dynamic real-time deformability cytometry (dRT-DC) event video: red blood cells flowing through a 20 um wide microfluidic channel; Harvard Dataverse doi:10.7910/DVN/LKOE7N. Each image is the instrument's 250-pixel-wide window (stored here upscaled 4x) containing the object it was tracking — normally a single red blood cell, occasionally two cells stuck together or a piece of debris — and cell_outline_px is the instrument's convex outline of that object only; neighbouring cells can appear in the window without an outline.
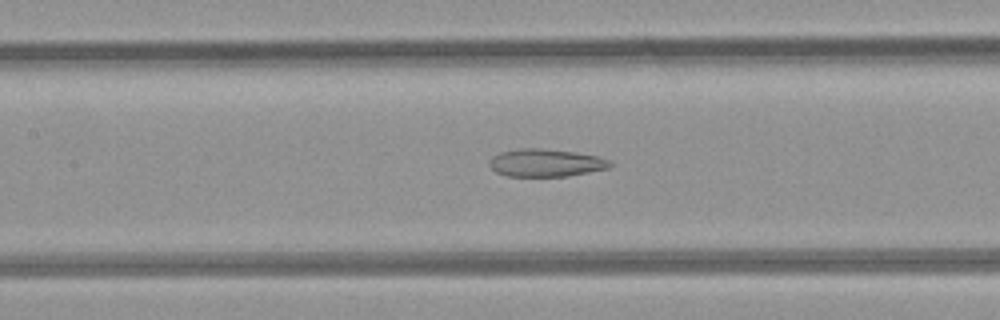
{"species": "common noctule bat (a hibernating species)", "species_latin": "Nyctalus noctula", "temperature_condition": "room temperature", "stored_images_in_passage": 28, "camera_frame_rate_fps": 3000, "um_per_image_px": 0.085, "animal": {"sex": "female", "body_mass_g": 21.9}, "frame": {"image": 1, "passage_image": 10, "time_ms": 3.0, "image_size_px": [1000, 320], "cell_outline_px": [[612, 164], [608, 168], [568, 176], [508, 176], [496, 172], [488, 164], [488, 160], [492, 156], [500, 152], [520, 148], [540, 148], [576, 152], [596, 156], [612, 160]], "centroid_in_image_um": [46.37, 13.83], "position_along_channel_um": 161.0, "area_um2": 19.54}}
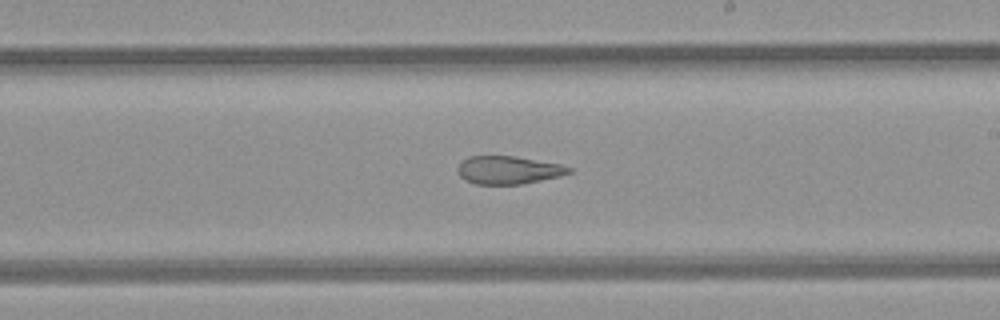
{"frame": {"image": 2, "passage_image": 16, "time_ms": 5.0, "image_size_px": [1000, 320], "cell_outline_px": [[572, 172], [560, 176], [524, 184], [476, 184], [464, 180], [456, 172], [456, 168], [460, 160], [468, 156], [516, 156], [560, 164], [572, 168]], "centroid_in_image_um": [43.17, 14.45], "position_along_channel_um": 245.8, "area_um2": 18.44}}
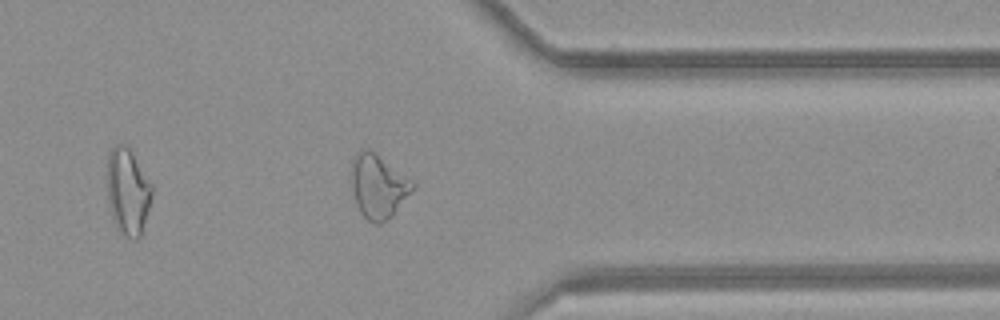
{"frame": {"image": 3, "passage_image": 26, "time_ms": 8.333, "image_size_px": [1000, 320], "cell_outline_px": [[416, 188], [392, 216], [380, 224], [376, 224], [368, 220], [364, 216], [356, 204], [352, 188], [352, 160], [356, 152], [360, 148], [372, 148], [412, 180], [416, 184]], "centroid_in_image_um": [32.17, 15.78], "position_along_channel_um": 379.2, "area_um2": 23.18}}